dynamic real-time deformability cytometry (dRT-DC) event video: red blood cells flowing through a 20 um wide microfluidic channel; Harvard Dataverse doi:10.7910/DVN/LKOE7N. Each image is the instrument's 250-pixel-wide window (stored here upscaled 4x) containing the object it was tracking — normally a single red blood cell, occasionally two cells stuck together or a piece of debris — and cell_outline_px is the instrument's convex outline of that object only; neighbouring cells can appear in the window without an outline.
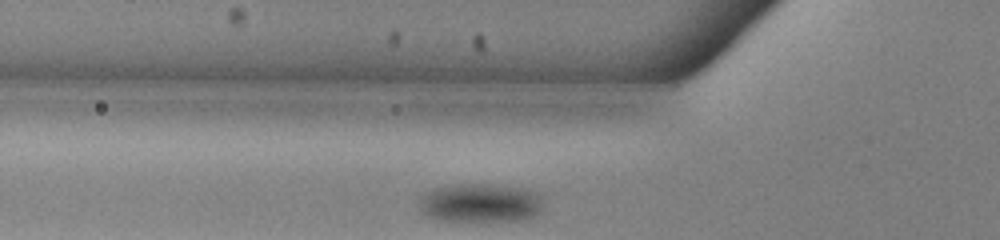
{"species": "common noctule bat (a hibernating species)", "species_latin": "Nyctalus noctula", "temperature_condition": "warm", "stored_images_in_passage": 28, "camera_frame_rate_fps": 3000, "um_per_image_px": 0.085, "animal": {"sex": "male", "body_mass_g": 13.0, "forearm_length_mm": 53.1}, "frame": {"image": 1, "passage_image": 4, "time_ms": 1.0, "image_size_px": [1000, 240], "cell_outline_px": [[544, 208], [540, 212], [528, 220], [440, 220], [428, 216], [420, 212], [420, 200], [428, 192], [436, 188], [460, 184], [492, 184], [528, 188], [540, 192], [544, 196]], "centroid_in_image_um": [40.97, 17.24], "position_along_channel_um": 84.8, "area_um2": 28.38}}
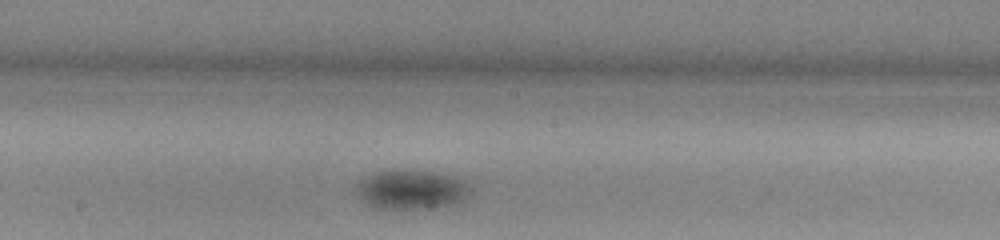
{"frame": {"image": 2, "passage_image": 14, "time_ms": 4.333, "image_size_px": [1000, 240], "cell_outline_px": [[472, 188], [468, 196], [464, 200], [432, 212], [384, 212], [368, 204], [352, 192], [356, 184], [372, 172], [432, 172], [452, 176], [464, 180]], "centroid_in_image_um": [34.96, 16.25], "position_along_channel_um": 213.2, "area_um2": 27.57}}
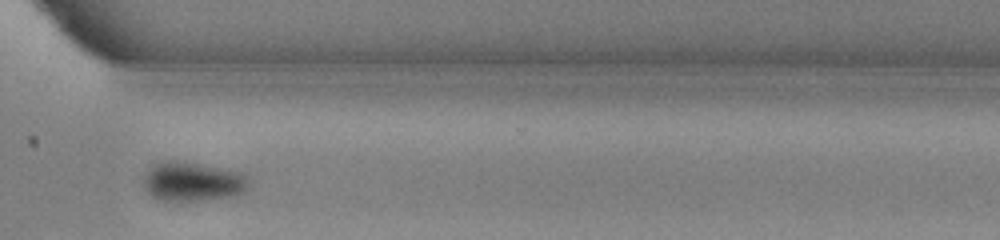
{"frame": {"image": 3, "passage_image": 25, "time_ms": 8.0, "image_size_px": [1000, 240], "cell_outline_px": [[248, 188], [244, 192], [232, 196], [200, 200], [160, 200], [152, 196], [144, 188], [144, 172], [156, 164], [164, 160], [180, 160], [240, 172], [244, 176], [248, 184]], "centroid_in_image_um": [16.32, 15.42], "position_along_channel_um": 354.3, "area_um2": 23.81}, "authors_computed_cell_mechanics": {"area_um2": 27.1949, "velocity_mm_per_s": 3.8436, "shape_relaxation_time_tau1_ms": 2.5221, "shape_relaxation_time_tau2_ms": null, "deformation_change_tau1": 0.0782, "deformation_change_tau2": null}}